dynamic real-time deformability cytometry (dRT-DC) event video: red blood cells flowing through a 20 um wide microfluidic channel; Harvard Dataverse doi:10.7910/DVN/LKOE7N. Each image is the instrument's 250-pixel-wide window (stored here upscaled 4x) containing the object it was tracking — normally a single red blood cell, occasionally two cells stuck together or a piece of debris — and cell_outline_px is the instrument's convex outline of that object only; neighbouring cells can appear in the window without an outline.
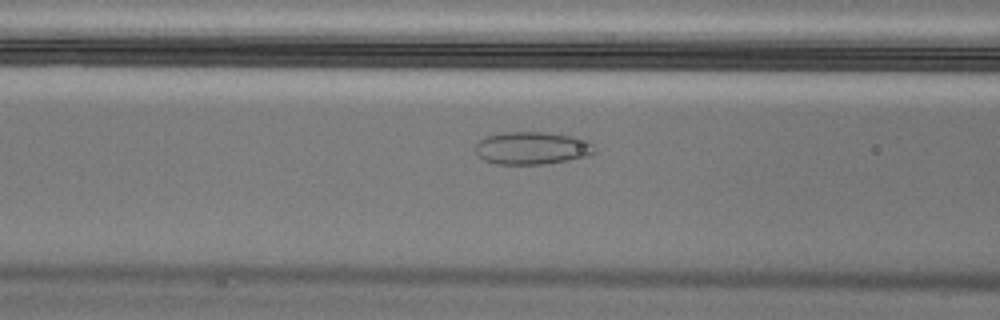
{"species": "Egyptian fruit bat (a non-hibernating species)", "species_latin": "Rousettus aegyptiacus", "temperature_condition": "cold", "stored_images_in_passage": 39, "camera_frame_rate_fps": 3000, "um_per_image_px": 0.085, "animal": {"sex": "male"}, "frame": {"image": 1, "passage_image": 6, "time_ms": 1.667, "image_size_px": [1000, 320], "cell_outline_px": [[596, 152], [588, 156], [568, 160], [544, 164], [496, 164], [484, 160], [476, 152], [476, 144], [480, 140], [488, 136], [500, 132], [544, 132], [572, 136], [588, 140], [596, 148]], "centroid_in_image_um": [45.25, 12.58], "position_along_channel_um": 121.3, "area_um2": 22.72}}